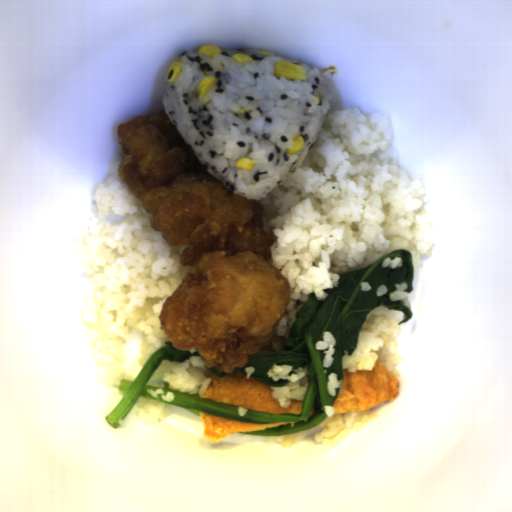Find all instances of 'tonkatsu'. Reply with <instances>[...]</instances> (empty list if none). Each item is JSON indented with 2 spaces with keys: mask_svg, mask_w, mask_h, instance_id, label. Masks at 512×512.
<instances>
[{
  "mask_svg": "<svg viewBox=\"0 0 512 512\" xmlns=\"http://www.w3.org/2000/svg\"><path fill=\"white\" fill-rule=\"evenodd\" d=\"M341 389L332 404L334 414L367 411L388 400H395L400 390L398 380L378 360L368 371L343 370Z\"/></svg>",
  "mask_w": 512,
  "mask_h": 512,
  "instance_id": "obj_1",
  "label": "tonkatsu"
},
{
  "mask_svg": "<svg viewBox=\"0 0 512 512\" xmlns=\"http://www.w3.org/2000/svg\"><path fill=\"white\" fill-rule=\"evenodd\" d=\"M199 418L204 426L202 437L205 441L211 444H218L228 436L234 434L296 424V421L281 423H249L230 420L203 412H200Z\"/></svg>",
  "mask_w": 512,
  "mask_h": 512,
  "instance_id": "obj_3",
  "label": "tonkatsu"
},
{
  "mask_svg": "<svg viewBox=\"0 0 512 512\" xmlns=\"http://www.w3.org/2000/svg\"><path fill=\"white\" fill-rule=\"evenodd\" d=\"M320 404H321V398H320V395H315L312 403H311V406H310V410H309V413H308V416L307 418H312L314 416H316L319 411H320Z\"/></svg>",
  "mask_w": 512,
  "mask_h": 512,
  "instance_id": "obj_4",
  "label": "tonkatsu"
},
{
  "mask_svg": "<svg viewBox=\"0 0 512 512\" xmlns=\"http://www.w3.org/2000/svg\"><path fill=\"white\" fill-rule=\"evenodd\" d=\"M209 383L201 398L212 399L224 404L272 414H301L303 400L292 401L288 407H281L272 396V387L239 372L227 373L224 377L210 375Z\"/></svg>",
  "mask_w": 512,
  "mask_h": 512,
  "instance_id": "obj_2",
  "label": "tonkatsu"
}]
</instances>
